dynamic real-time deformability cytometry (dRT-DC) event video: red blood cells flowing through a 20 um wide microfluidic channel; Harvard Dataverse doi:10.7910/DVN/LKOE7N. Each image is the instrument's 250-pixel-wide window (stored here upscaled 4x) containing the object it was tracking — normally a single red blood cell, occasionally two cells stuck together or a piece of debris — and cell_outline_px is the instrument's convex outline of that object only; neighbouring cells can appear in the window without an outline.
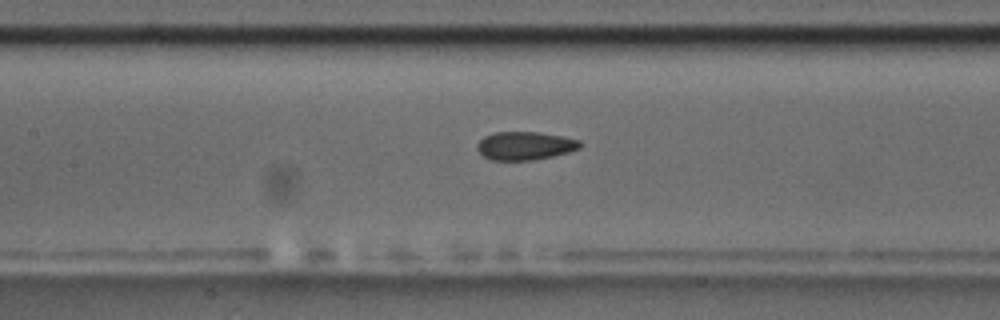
{"species": "common noctule bat (a hibernating species)", "species_latin": "Nyctalus noctula", "temperature_condition": "room temperature", "stored_images_in_passage": 37, "camera_frame_rate_fps": 3000, "um_per_image_px": 0.085, "animal": {"sex": "male", "body_mass_g": 17.5, "forearm_length_mm": 52.3}, "frame": {"image": 1, "passage_image": 14, "time_ms": 4.333, "image_size_px": [1000, 320], "cell_outline_px": [[584, 144], [580, 148], [568, 152], [552, 156], [532, 160], [492, 160], [484, 156], [476, 148], [476, 144], [484, 136], [492, 132], [540, 132], [564, 136], [580, 140]], "centroid_in_image_um": [44.64, 12.37], "position_along_channel_um": 162.8, "area_um2": 17.11}}
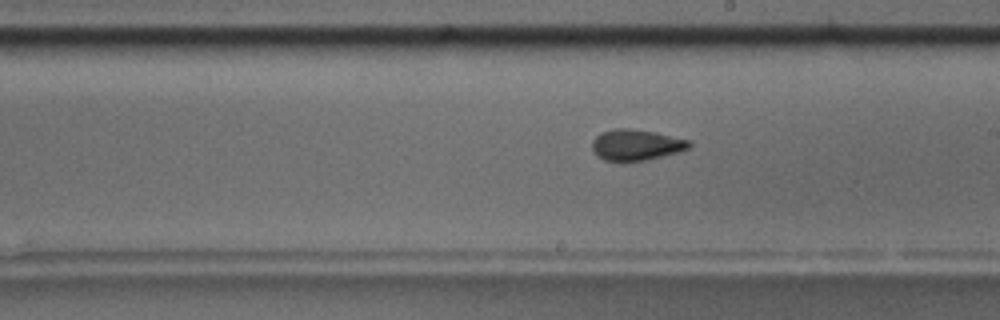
{"frame": {"image": 2, "passage_image": 20, "time_ms": 6.333, "image_size_px": [1000, 320], "cell_outline_px": [[692, 144], [688, 148], [680, 152], [648, 160], [620, 164], [604, 160], [596, 156], [592, 152], [592, 140], [600, 132], [616, 128], [628, 128], [656, 132], [692, 140]], "centroid_in_image_um": [54.05, 12.35], "position_along_channel_um": 234.9, "area_um2": 18.38}}
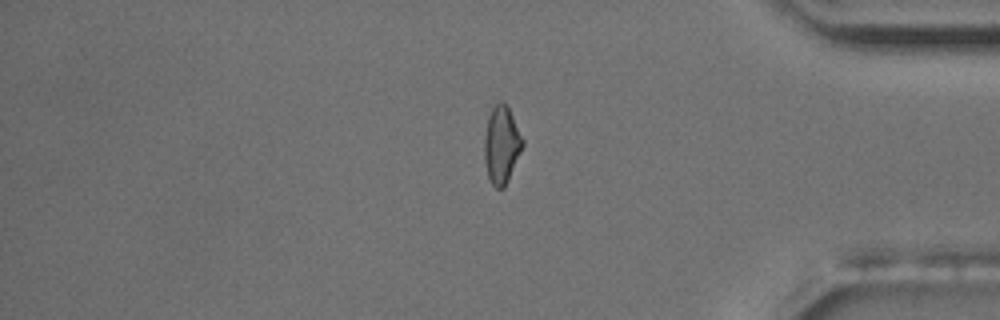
{"frame": {"image": 3, "passage_image": 35, "time_ms": 11.333, "image_size_px": [1000, 320], "cell_outline_px": [[524, 144], [508, 180], [504, 188], [496, 188], [492, 184], [488, 176], [484, 160], [484, 136], [488, 116], [492, 108], [500, 100], [504, 100], [524, 140]], "centroid_in_image_um": [42.62, 12.3], "position_along_channel_um": 392.6, "area_um2": 17.22}}